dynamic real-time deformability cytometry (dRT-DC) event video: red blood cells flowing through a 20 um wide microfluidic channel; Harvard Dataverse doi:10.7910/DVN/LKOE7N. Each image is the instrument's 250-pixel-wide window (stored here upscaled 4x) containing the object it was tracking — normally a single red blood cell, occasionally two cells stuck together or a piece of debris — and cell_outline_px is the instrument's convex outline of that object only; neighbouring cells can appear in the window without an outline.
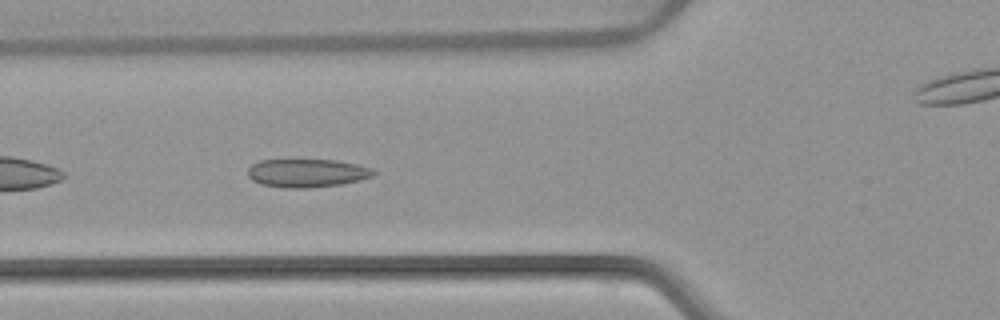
{"species": "common noctule bat (a hibernating species)", "species_latin": "Nyctalus noctula", "temperature_condition": "warm", "stored_images_in_passage": 39, "camera_frame_rate_fps": 3000, "um_per_image_px": 0.085, "animal": {"sex": "female", "body_mass_g": 22.7, "forearm_length_mm": 54.2}, "frame": {"image": 1, "passage_image": 5, "time_ms": 1.333, "image_size_px": [1000, 320], "cell_outline_px": [[376, 172], [372, 176], [360, 180], [340, 184], [308, 188], [284, 188], [260, 184], [252, 180], [248, 176], [248, 168], [252, 164], [260, 160], [336, 160], [356, 164], [372, 168]], "centroid_in_image_um": [26.07, 14.71], "position_along_channel_um": 99.7, "area_um2": 20.75}}
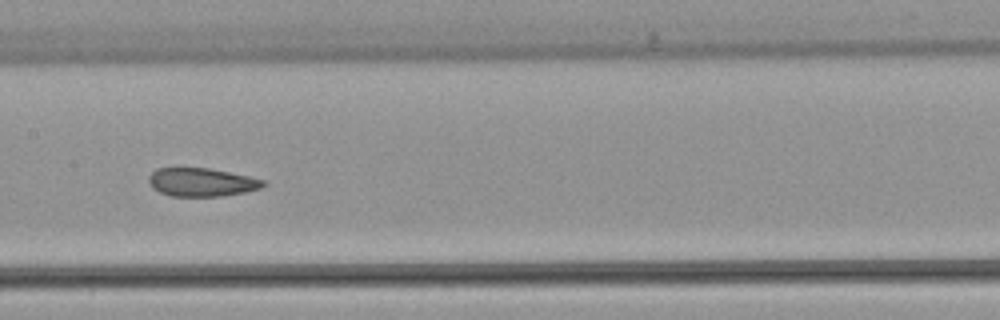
{"frame": {"image": 2, "passage_image": 12, "time_ms": 3.667, "image_size_px": [1000, 320], "cell_outline_px": [[268, 184], [260, 188], [244, 192], [220, 196], [172, 196], [160, 192], [152, 188], [148, 180], [148, 176], [156, 168], [208, 168], [248, 176], [264, 180]], "centroid_in_image_um": [17.12, 15.48], "position_along_channel_um": 190.3, "area_um2": 18.84}}
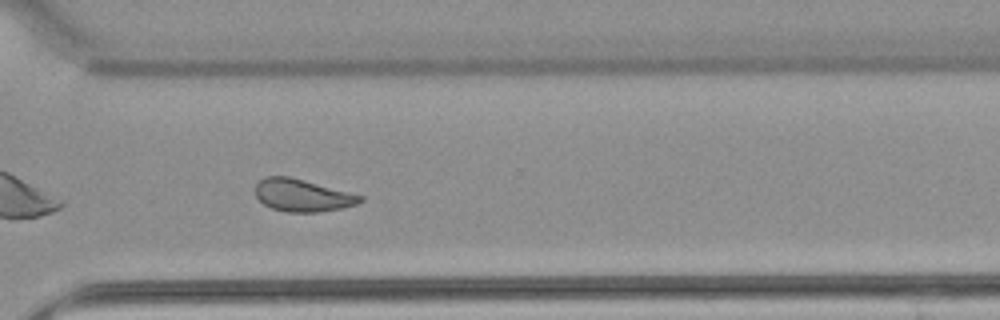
{"frame": {"image": 3, "passage_image": 24, "time_ms": 7.667, "image_size_px": [1000, 320], "cell_outline_px": [[364, 200], [356, 204], [340, 208], [320, 212], [284, 212], [272, 208], [264, 204], [256, 196], [256, 184], [264, 176], [288, 176], [304, 180], [364, 196]], "centroid_in_image_um": [25.69, 16.6], "position_along_channel_um": 344.9, "area_um2": 19.65}, "authors_computed_cell_mechanics": {"area_um2": 20.2878, "velocity_mm_per_s": 3.8751, "shape_relaxation_time_tau1_ms": null, "shape_relaxation_time_tau2_ms": 1.5677, "deformation_change_tau1": null, "deformation_change_tau2": 0.0848}}